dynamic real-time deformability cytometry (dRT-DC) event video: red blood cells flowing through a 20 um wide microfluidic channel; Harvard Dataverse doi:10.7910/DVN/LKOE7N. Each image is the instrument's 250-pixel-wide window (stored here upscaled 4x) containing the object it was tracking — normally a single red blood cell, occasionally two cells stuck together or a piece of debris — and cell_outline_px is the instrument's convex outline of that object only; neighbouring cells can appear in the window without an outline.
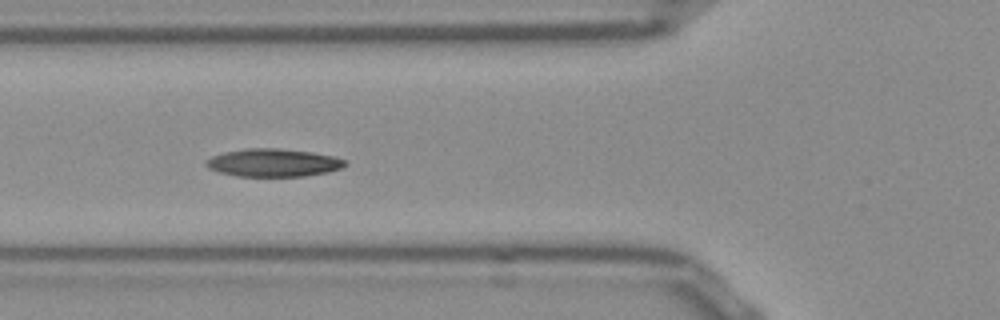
{"species": "Egyptian fruit bat (a non-hibernating species)", "species_latin": "Rousettus aegyptiacus", "temperature_condition": "room temperature", "stored_images_in_passage": 38, "camera_frame_rate_fps": 3000, "um_per_image_px": 0.085, "frame": {"image": 1, "passage_image": 6, "time_ms": 1.667, "image_size_px": [1000, 320], "cell_outline_px": [[348, 164], [340, 168], [328, 172], [304, 176], [236, 176], [220, 172], [208, 168], [204, 164], [212, 156], [224, 152], [244, 148], [280, 148], [312, 152], [332, 156], [344, 160]], "centroid_in_image_um": [23.22, 13.82], "position_along_channel_um": 102.6, "area_um2": 22.54}}
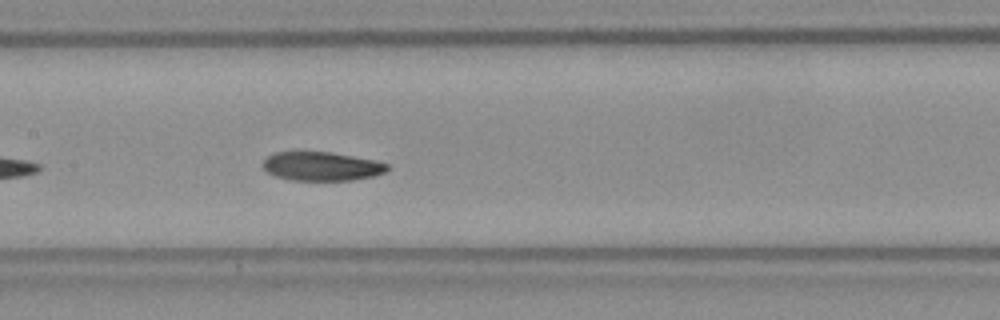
{"frame": {"image": 2, "passage_image": 12, "time_ms": 3.667, "image_size_px": [1000, 320], "cell_outline_px": [[388, 168], [384, 172], [372, 176], [352, 180], [292, 180], [276, 176], [268, 172], [264, 168], [264, 160], [268, 156], [276, 152], [332, 152], [376, 160], [388, 164]], "centroid_in_image_um": [27.35, 14.13], "position_along_channel_um": 180.0, "area_um2": 20.69}, "authors_computed_cell_mechanics": {"area_um2": 21.3282, "velocity_mm_per_s": 3.8497, "shape_relaxation_time_tau1_ms": null, "shape_relaxation_time_tau2_ms": 8.7773, "deformation_change_tau1": null, "deformation_change_tau2": 0.1751}}